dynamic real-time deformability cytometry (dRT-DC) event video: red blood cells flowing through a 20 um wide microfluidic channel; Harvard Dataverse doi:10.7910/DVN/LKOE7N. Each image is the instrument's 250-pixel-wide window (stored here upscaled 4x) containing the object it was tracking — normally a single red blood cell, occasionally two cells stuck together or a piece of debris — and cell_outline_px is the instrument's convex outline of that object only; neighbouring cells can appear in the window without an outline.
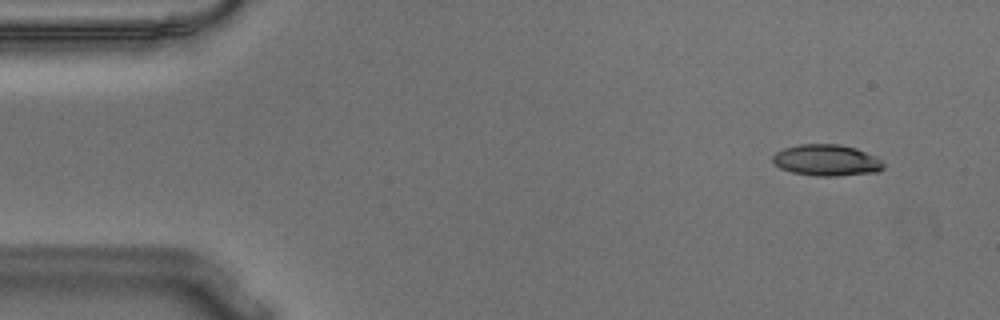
{"species": "Egyptian fruit bat (a non-hibernating species)", "species_latin": "Rousettus aegyptiacus", "temperature_condition": "warm", "stored_images_in_passage": 56, "camera_frame_rate_fps": 3000, "um_per_image_px": 0.085, "animal": {"sex": "male"}, "frame": {"image": 1, "passage_image": 5, "time_ms": 1.333, "image_size_px": [1000, 320], "cell_outline_px": [[884, 168], [876, 172], [836, 176], [816, 176], [792, 172], [780, 168], [772, 160], [772, 156], [776, 152], [784, 148], [800, 144], [840, 144], [856, 148], [876, 156], [884, 164]], "centroid_in_image_um": [70.26, 13.62], "position_along_channel_um": 14.7, "area_um2": 20.23}}
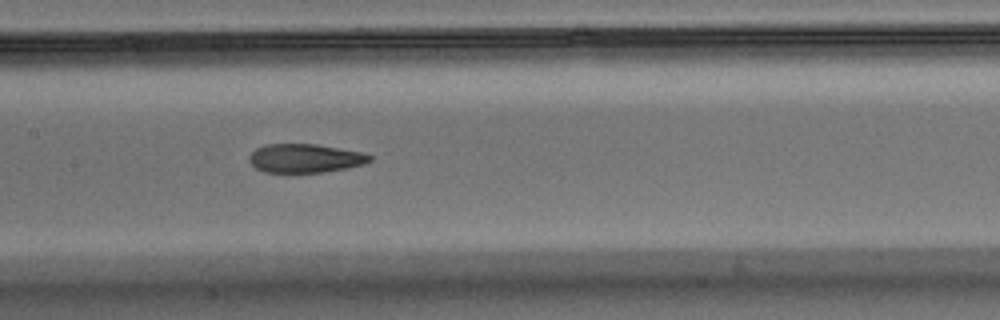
{"frame": {"image": 2, "passage_image": 27, "time_ms": 8.667, "image_size_px": [1000, 320], "cell_outline_px": [[372, 160], [364, 164], [348, 168], [324, 172], [264, 172], [256, 168], [248, 160], [248, 156], [256, 148], [264, 144], [316, 144], [364, 152], [372, 156]], "centroid_in_image_um": [25.95, 13.45], "position_along_channel_um": 181.5, "area_um2": 20.35}}
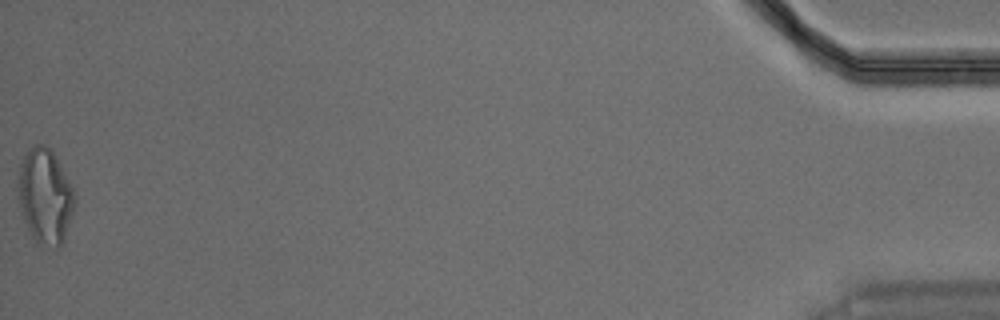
{"frame": {"image": 3, "passage_image": 56, "time_ms": 18.333, "image_size_px": [1000, 320], "cell_outline_px": [[76, 196], [64, 244], [60, 248], [40, 248], [36, 244], [20, 212], [16, 196], [16, 188], [20, 164], [24, 152], [32, 144], [44, 144], [52, 148], [76, 192]], "centroid_in_image_um": [3.81, 16.69], "position_along_channel_um": 431.4, "area_um2": 32.77}, "authors_computed_cell_mechanics": {"area_um2": 21.1259, "velocity_mm_per_s": 3.6302, "shape_relaxation_time_tau1_ms": 7.9551, "shape_relaxation_time_tau2_ms": 2.7247, "deformation_change_tau1": 0.251, "deformation_change_tau2": 0.1143}}